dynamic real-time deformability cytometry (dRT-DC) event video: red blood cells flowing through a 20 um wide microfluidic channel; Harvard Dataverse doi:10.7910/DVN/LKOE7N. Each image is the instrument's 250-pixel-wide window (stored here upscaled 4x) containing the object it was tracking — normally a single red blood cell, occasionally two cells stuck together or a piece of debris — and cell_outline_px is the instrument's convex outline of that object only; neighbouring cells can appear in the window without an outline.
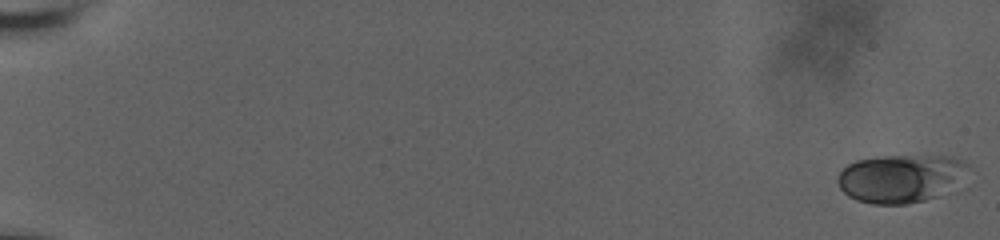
{"species": "human", "species_latin": "Homo sapiens", "temperature_condition": "room temperature", "stored_images_in_passage": 39, "camera_frame_rate_fps": 3000, "um_per_image_px": 0.085, "donor": {"sex": "male"}, "frame": {"image": 1, "passage_image": 1, "time_ms": 0.0, "image_size_px": [1000, 240], "cell_outline_px": [[968, 168], [936, 196], [924, 200], [908, 204], [872, 204], [856, 200], [848, 196], [840, 188], [836, 180], [840, 172], [848, 164], [856, 160], [884, 156], [952, 156], [964, 160], [968, 164]], "centroid_in_image_um": [76.44, 15.15], "position_along_channel_um": 8.6, "area_um2": 35.72}}
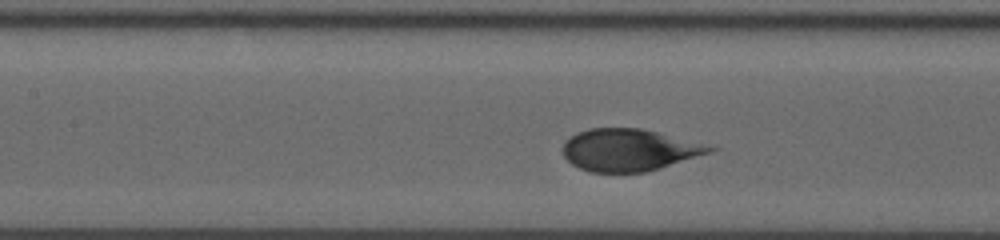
{"frame": {"image": 2, "passage_image": 24, "time_ms": 10.0, "image_size_px": [1000, 240], "cell_outline_px": [[720, 148], [660, 168], [644, 172], [588, 172], [572, 164], [564, 156], [560, 148], [564, 140], [576, 132], [588, 128], [640, 128], [716, 144]], "centroid_in_image_um": [53.49, 12.72], "position_along_channel_um": 153.9, "area_um2": 36.59}}
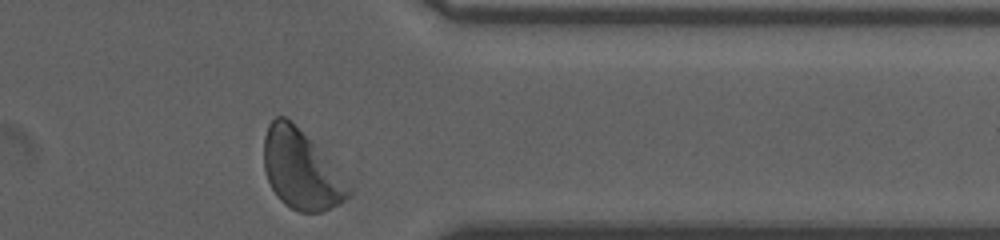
{"frame": {"image": 3, "passage_image": 39, "time_ms": 16.667, "image_size_px": [1000, 240], "cell_outline_px": [[356, 188], [352, 196], [320, 212], [300, 212], [284, 204], [276, 196], [268, 180], [264, 168], [264, 136], [268, 124], [276, 116], [284, 116]], "centroid_in_image_um": [25.61, 14.48], "position_along_channel_um": 385.8, "area_um2": 38.38}, "authors_computed_cell_mechanics": {"area_um2": 36.2406, "velocity_mm_per_s": 3.5637, "shape_relaxation_time_tau1_ms": 2.7109, "shape_relaxation_time_tau2_ms": null, "deformation_change_tau1": 0.1188, "deformation_change_tau2": null}}